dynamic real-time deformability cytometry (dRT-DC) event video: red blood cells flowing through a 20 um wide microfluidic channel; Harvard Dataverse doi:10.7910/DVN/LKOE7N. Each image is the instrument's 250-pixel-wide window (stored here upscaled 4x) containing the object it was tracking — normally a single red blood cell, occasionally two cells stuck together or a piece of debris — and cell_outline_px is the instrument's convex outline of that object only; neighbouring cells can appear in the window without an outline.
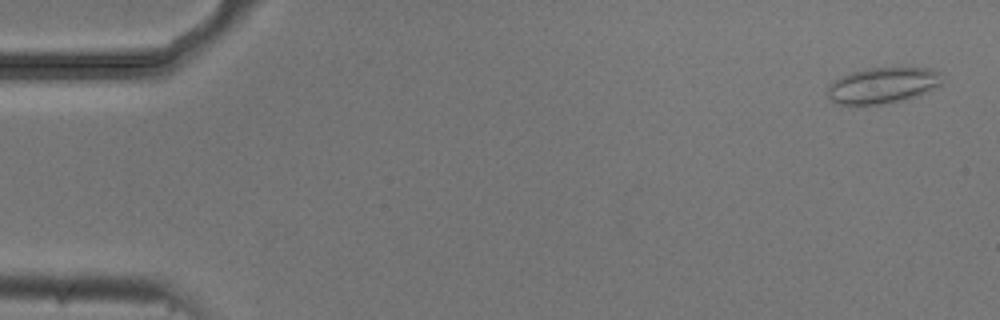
{"species": "common noctule bat (a hibernating species)", "species_latin": "Nyctalus noctula", "temperature_condition": "cold", "stored_images_in_passage": 5, "camera_frame_rate_fps": 3000, "um_per_image_px": 0.085, "animal": {"sex": "male", "body_mass_g": 20.5, "forearm_length_mm": 52.5}, "frame": {"image": 1, "passage_image": 1, "time_ms": 0.0, "image_size_px": [1000, 320], "cell_outline_px": [[940, 84], [916, 96], [904, 100], [880, 104], [836, 104], [828, 96], [828, 84], [840, 76], [852, 72], [868, 68], [928, 68], [940, 72]], "centroid_in_image_um": [74.97, 7.25], "position_along_channel_um": 10.0, "area_um2": 23.64}}